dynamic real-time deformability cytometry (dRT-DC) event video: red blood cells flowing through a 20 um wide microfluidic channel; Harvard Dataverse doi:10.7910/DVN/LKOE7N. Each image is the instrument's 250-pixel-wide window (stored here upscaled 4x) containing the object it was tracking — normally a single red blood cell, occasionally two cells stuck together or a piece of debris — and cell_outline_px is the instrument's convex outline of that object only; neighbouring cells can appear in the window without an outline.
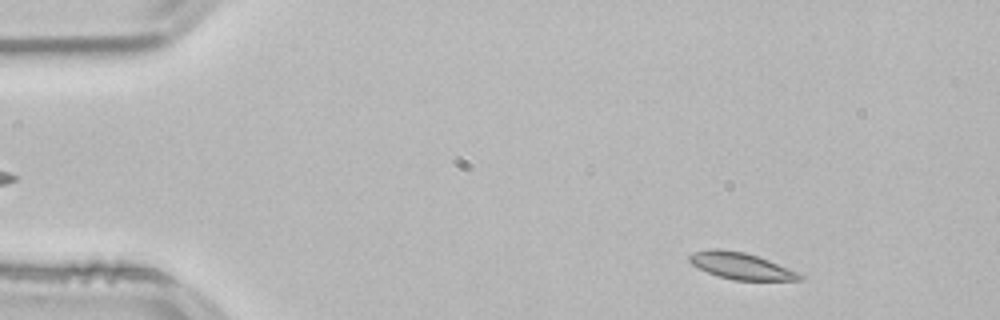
{"species": "common noctule bat (a hibernating species)", "species_latin": "Nyctalus noctula", "temperature_condition": "room temperature", "stored_images_in_passage": 51, "camera_frame_rate_fps": 3000, "um_per_image_px": 0.085, "animal": {"sex": "male", "body_mass_g": 21.5, "forearm_length_mm": 52.0}, "frame": {"image": 1, "passage_image": 4, "time_ms": 1.0, "image_size_px": [1000, 320], "cell_outline_px": [[804, 280], [736, 280], [720, 276], [708, 272], [692, 264], [688, 260], [688, 256], [692, 252], [708, 248], [720, 248], [744, 252], [768, 260], [800, 272], [804, 276]], "centroid_in_image_um": [62.99, 22.59], "position_along_channel_um": 22.0, "area_um2": 17.11}}
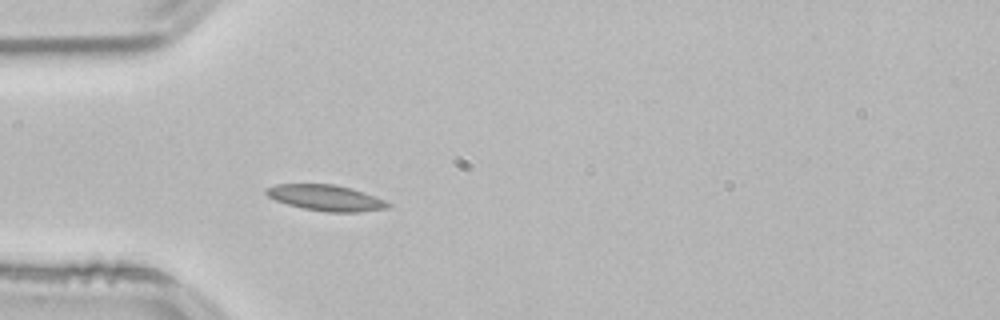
{"frame": {"image": 2, "passage_image": 13, "time_ms": 4.0, "image_size_px": [1000, 320], "cell_outline_px": [[392, 204], [388, 208], [356, 212], [328, 212], [304, 208], [288, 204], [276, 200], [268, 196], [264, 192], [264, 188], [276, 184], [336, 184], [352, 188], [384, 200]], "centroid_in_image_um": [27.68, 16.8], "position_along_channel_um": 57.3, "area_um2": 18.26}}
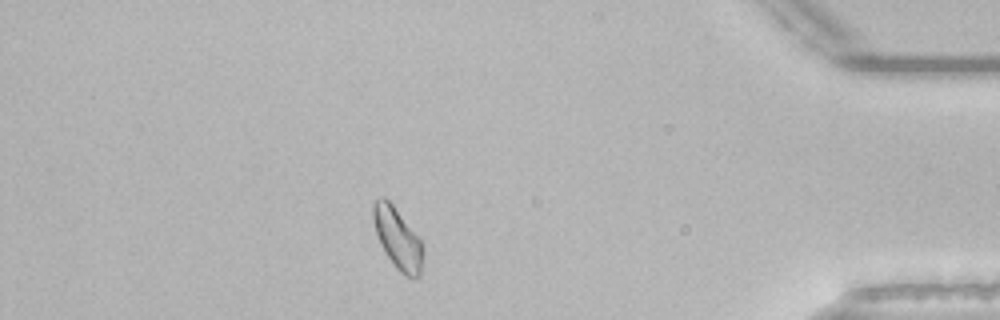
{"frame": {"image": 3, "passage_image": 44, "time_ms": 14.333, "image_size_px": [1000, 320], "cell_outline_px": [[420, 276], [404, 276], [396, 268], [380, 244], [372, 220], [372, 204], [380, 196], [384, 196], [392, 204], [420, 240]], "centroid_in_image_um": [33.71, 20.2], "position_along_channel_um": 401.5, "area_um2": 16.94}, "authors_computed_cell_mechanics": {"area_um2": 16.9354, "velocity_mm_per_s": 3.7944, "shape_relaxation_time_tau1_ms": 4.4156, "shape_relaxation_time_tau2_ms": 6.4529, "deformation_change_tau1": 0.0936, "deformation_change_tau2": 0.1062}}